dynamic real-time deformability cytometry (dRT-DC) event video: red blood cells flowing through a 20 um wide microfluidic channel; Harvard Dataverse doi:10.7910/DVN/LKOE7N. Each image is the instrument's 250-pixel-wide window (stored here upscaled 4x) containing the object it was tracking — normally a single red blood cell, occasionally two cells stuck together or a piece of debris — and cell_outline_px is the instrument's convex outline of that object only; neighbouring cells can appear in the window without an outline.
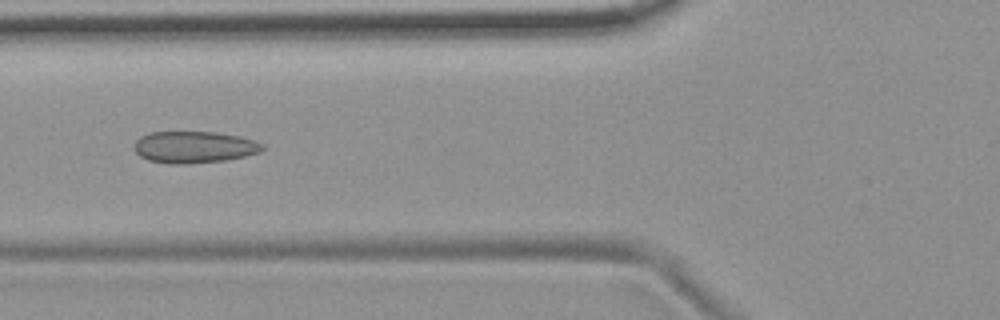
{"species": "common noctule bat (a hibernating species)", "species_latin": "Nyctalus noctula", "temperature_condition": "room temperature", "stored_images_in_passage": 50, "camera_frame_rate_fps": 3000, "um_per_image_px": 0.085, "animal": {"sex": "female", "body_mass_g": 19.9}, "frame": {"image": 1, "passage_image": 18, "time_ms": 5.667, "image_size_px": [1000, 320], "cell_outline_px": [[264, 148], [260, 152], [244, 156], [224, 160], [184, 164], [172, 164], [148, 160], [140, 156], [136, 152], [136, 140], [140, 136], [148, 132], [216, 132], [240, 136], [256, 140], [264, 144]], "centroid_in_image_um": [16.53, 12.49], "position_along_channel_um": 109.3, "area_um2": 23.7}}
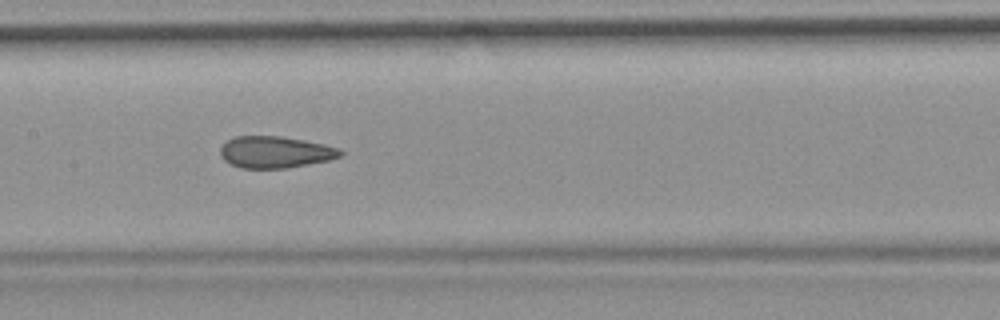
{"frame": {"image": 2, "passage_image": 24, "time_ms": 7.667, "image_size_px": [1000, 320], "cell_outline_px": [[344, 152], [340, 156], [328, 160], [288, 168], [240, 168], [224, 160], [220, 156], [220, 148], [228, 140], [236, 136], [280, 136], [304, 140], [324, 144], [340, 148]], "centroid_in_image_um": [23.4, 12.93], "position_along_channel_um": 184.0, "area_um2": 22.14}}
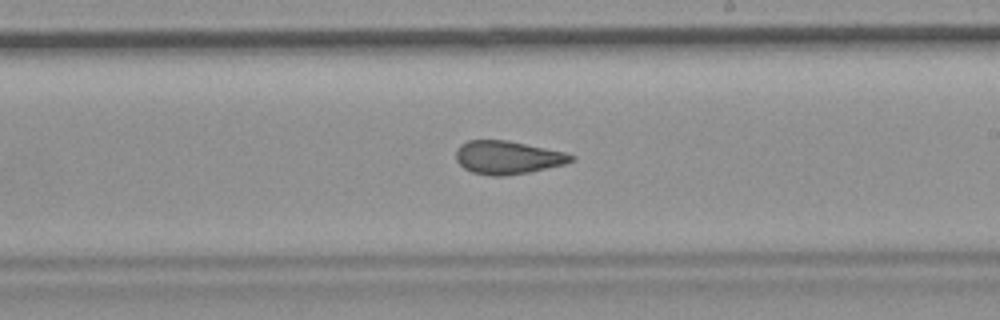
{"frame": {"image": 3, "passage_image": 29, "time_ms": 9.333, "image_size_px": [1000, 320], "cell_outline_px": [[576, 160], [564, 164], [528, 172], [504, 176], [492, 176], [472, 172], [464, 168], [456, 160], [456, 152], [460, 144], [468, 140], [508, 140], [564, 152], [576, 156]], "centroid_in_image_um": [43.15, 13.38], "position_along_channel_um": 245.9, "area_um2": 22.25}}